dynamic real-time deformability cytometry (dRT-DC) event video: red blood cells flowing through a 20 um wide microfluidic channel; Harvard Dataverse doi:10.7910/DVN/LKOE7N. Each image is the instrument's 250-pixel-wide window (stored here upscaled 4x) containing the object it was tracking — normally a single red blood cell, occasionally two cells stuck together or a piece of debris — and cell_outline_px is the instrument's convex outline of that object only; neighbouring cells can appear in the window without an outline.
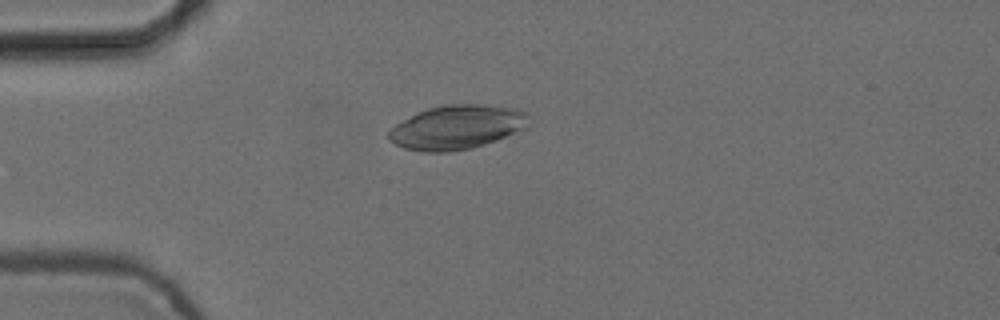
{"species": "common noctule bat (a hibernating species)", "species_latin": "Nyctalus noctula", "temperature_condition": "cold", "stored_images_in_passage": 1, "camera_frame_rate_fps": 3000, "um_per_image_px": 0.085, "animal": {"sex": "female", "body_mass_g": 24.6, "forearm_length_mm": 56.2}, "frame": {"image": 1, "passage_image": 1, "time_ms": 0.0, "image_size_px": [1000, 320], "cell_outline_px": [[528, 128], [496, 140], [484, 144], [468, 148], [448, 152], [424, 152], [404, 148], [388, 140], [388, 132], [396, 124], [416, 112], [428, 108], [448, 104], [484, 104], [520, 108], [528, 112]], "centroid_in_image_um": [38.87, 10.79], "position_along_channel_um": 46.1, "area_um2": 36.24}}